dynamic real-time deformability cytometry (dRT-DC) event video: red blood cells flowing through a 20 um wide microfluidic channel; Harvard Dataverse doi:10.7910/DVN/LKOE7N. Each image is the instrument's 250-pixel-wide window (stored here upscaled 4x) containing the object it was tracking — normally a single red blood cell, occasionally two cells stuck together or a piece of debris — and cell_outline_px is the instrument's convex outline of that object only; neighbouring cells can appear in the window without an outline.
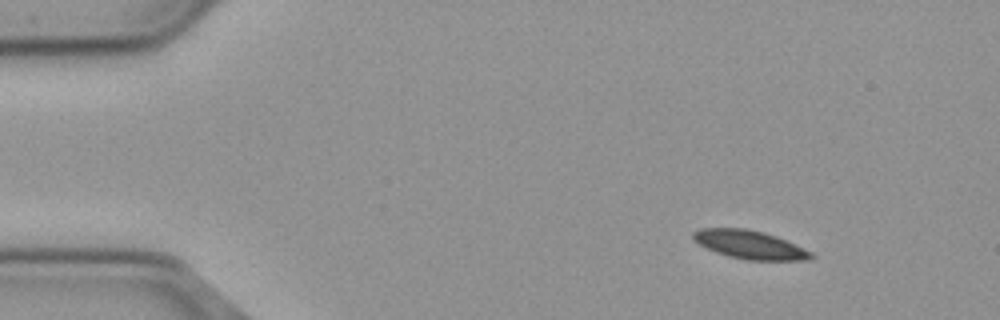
{"species": "common noctule bat (a hibernating species)", "species_latin": "Nyctalus noctula", "temperature_condition": "cold", "stored_images_in_passage": 50, "camera_frame_rate_fps": 3000, "um_per_image_px": 0.085, "animal": {"sex": "male", "body_mass_g": 23.1, "forearm_length_mm": 52.7}, "frame": {"image": 1, "passage_image": 1, "time_ms": 0.0, "image_size_px": [1000, 320], "cell_outline_px": [[816, 256], [808, 260], [744, 260], [728, 256], [716, 252], [692, 240], [692, 232], [700, 228], [744, 228], [764, 232], [776, 236], [812, 252]], "centroid_in_image_um": [63.71, 20.8], "position_along_channel_um": 21.3, "area_um2": 19.54}}
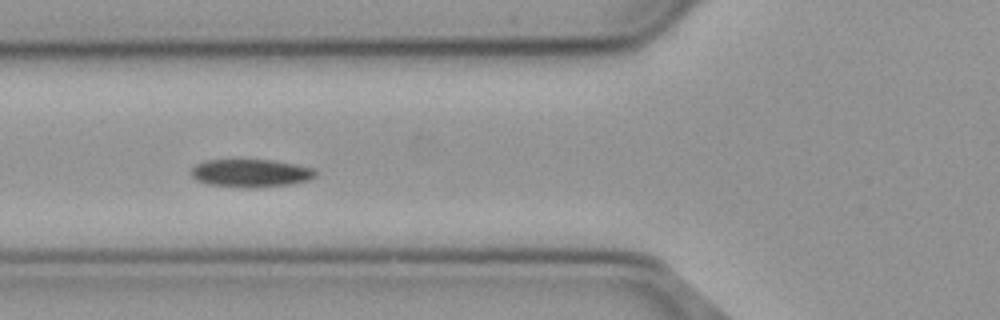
{"frame": {"image": 2, "passage_image": 15, "time_ms": 4.667, "image_size_px": [1000, 320], "cell_outline_px": [[316, 176], [308, 180], [292, 184], [256, 188], [244, 188], [208, 184], [196, 180], [192, 176], [192, 168], [196, 164], [204, 160], [272, 160], [296, 164], [312, 168], [316, 172]], "centroid_in_image_um": [21.32, 14.72], "position_along_channel_um": 104.5, "area_um2": 20.35}}
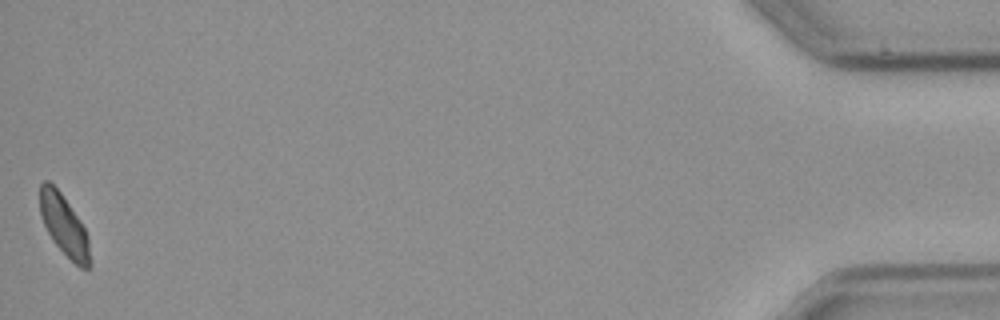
{"frame": {"image": 3, "passage_image": 50, "time_ms": 16.333, "image_size_px": [1000, 320], "cell_outline_px": [[92, 264], [88, 268], [80, 268], [52, 240], [40, 216], [40, 184], [44, 180], [48, 180], [60, 192], [80, 220], [88, 236], [92, 260]], "centroid_in_image_um": [5.47, 19.17], "position_along_channel_um": 429.7, "area_um2": 17.63}, "authors_computed_cell_mechanics": {"area_um2": 19.9121, "velocity_mm_per_s": 3.6532, "shape_relaxation_time_tau1_ms": 3.3973, "shape_relaxation_time_tau2_ms": null, "deformation_change_tau1": 0.112, "deformation_change_tau2": null}}